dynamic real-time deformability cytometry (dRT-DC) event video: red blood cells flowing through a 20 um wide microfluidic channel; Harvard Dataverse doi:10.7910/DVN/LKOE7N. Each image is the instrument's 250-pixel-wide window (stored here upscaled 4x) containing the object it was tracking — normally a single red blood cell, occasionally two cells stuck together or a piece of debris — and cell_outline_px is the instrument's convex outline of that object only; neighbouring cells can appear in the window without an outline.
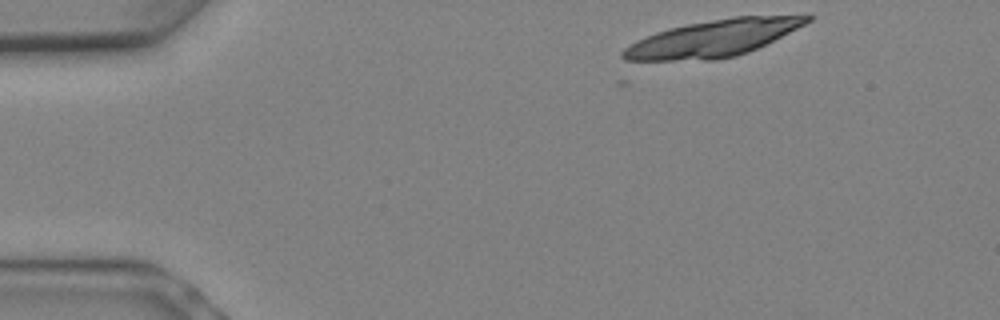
{"species": "Egyptian fruit bat (a non-hibernating species)", "species_latin": "Rousettus aegyptiacus", "temperature_condition": "warm", "stored_images_in_passage": 3, "camera_frame_rate_fps": 3000, "um_per_image_px": 0.085, "animal": {"sex": "female"}, "frame": {"image": 1, "passage_image": 1, "time_ms": 0.0, "image_size_px": [1000, 320], "cell_outline_px": [[816, 16], [812, 20], [748, 52], [736, 56], [716, 60], [624, 60], [620, 56], [620, 52], [624, 48], [636, 40], [656, 32], [688, 24], [736, 16]], "centroid_in_image_um": [60.54, 3.27], "position_along_channel_um": 24.5, "area_um2": 38.67}}